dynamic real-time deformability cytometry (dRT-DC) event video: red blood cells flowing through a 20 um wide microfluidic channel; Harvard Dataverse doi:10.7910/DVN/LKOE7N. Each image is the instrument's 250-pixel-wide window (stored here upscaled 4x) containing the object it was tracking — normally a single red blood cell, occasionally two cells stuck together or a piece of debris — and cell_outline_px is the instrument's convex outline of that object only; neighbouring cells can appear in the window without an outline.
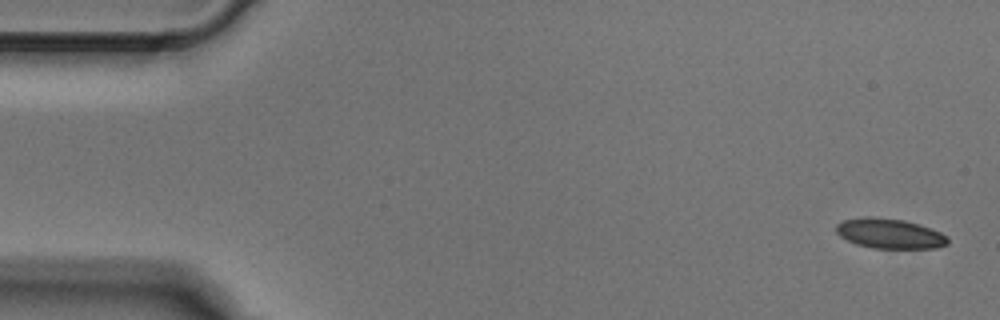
{"species": "Egyptian fruit bat (a non-hibernating species)", "species_latin": "Rousettus aegyptiacus", "temperature_condition": "cold", "stored_images_in_passage": 5, "camera_frame_rate_fps": 3000, "um_per_image_px": 0.085, "animal": {"sex": "male"}, "frame": {"image": 1, "passage_image": 1, "time_ms": 0.0, "image_size_px": [1000, 320], "cell_outline_px": [[948, 244], [936, 248], [872, 248], [856, 244], [840, 236], [836, 232], [836, 224], [844, 220], [864, 216], [872, 216], [904, 220], [920, 224], [932, 228], [948, 236]], "centroid_in_image_um": [75.63, 19.84], "position_along_channel_um": 9.4, "area_um2": 19.65}}